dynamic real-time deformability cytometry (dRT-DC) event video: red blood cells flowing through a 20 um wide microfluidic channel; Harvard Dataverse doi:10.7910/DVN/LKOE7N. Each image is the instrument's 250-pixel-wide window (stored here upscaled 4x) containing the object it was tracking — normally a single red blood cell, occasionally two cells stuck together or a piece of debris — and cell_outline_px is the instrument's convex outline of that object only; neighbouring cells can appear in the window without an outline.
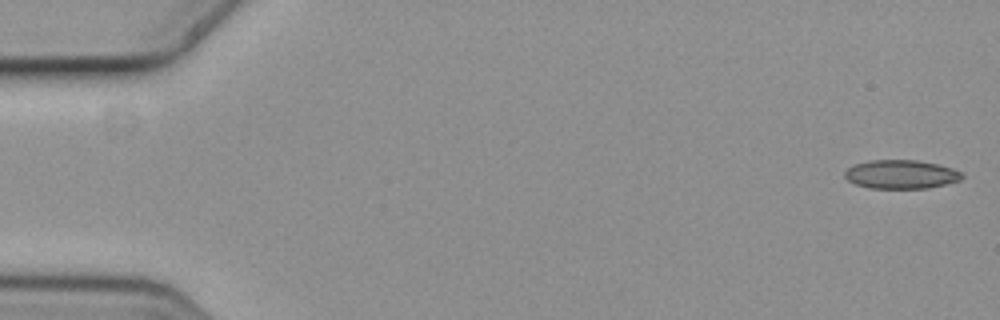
{"species": "common noctule bat (a hibernating species)", "species_latin": "Nyctalus noctula", "temperature_condition": "cold", "stored_images_in_passage": 6, "camera_frame_rate_fps": 3000, "um_per_image_px": 0.085, "animal": {"sex": "female", "body_mass_g": 19.3, "forearm_length_mm": 54.1}, "frame": {"image": 1, "passage_image": 1, "time_ms": 0.0, "image_size_px": [1000, 320], "cell_outline_px": [[964, 176], [960, 180], [928, 188], [868, 188], [856, 184], [848, 180], [844, 176], [844, 172], [852, 164], [868, 160], [916, 160], [936, 164], [952, 168], [960, 172]], "centroid_in_image_um": [76.54, 14.81], "position_along_channel_um": 8.5, "area_um2": 19.59}}
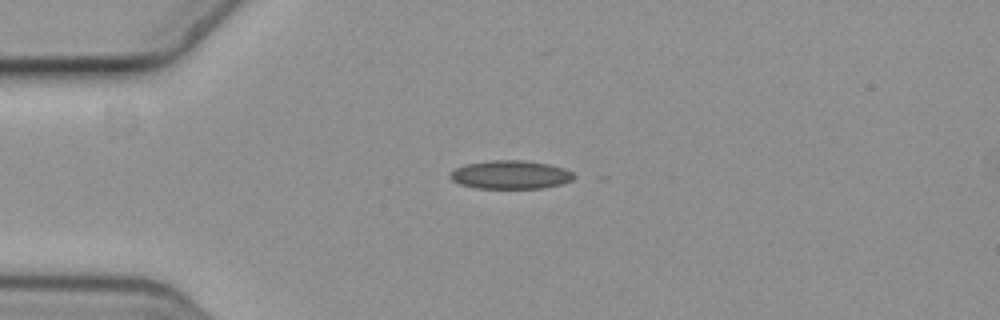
{"frame": {"image": 2, "passage_image": 5, "time_ms": 1.333, "image_size_px": [1000, 320], "cell_outline_px": [[576, 176], [572, 180], [560, 184], [540, 188], [476, 188], [460, 184], [452, 180], [448, 176], [448, 172], [464, 164], [488, 160], [524, 160], [548, 164], [564, 168], [572, 172]], "centroid_in_image_um": [43.35, 14.84], "position_along_channel_um": 41.7, "area_um2": 20.63}}